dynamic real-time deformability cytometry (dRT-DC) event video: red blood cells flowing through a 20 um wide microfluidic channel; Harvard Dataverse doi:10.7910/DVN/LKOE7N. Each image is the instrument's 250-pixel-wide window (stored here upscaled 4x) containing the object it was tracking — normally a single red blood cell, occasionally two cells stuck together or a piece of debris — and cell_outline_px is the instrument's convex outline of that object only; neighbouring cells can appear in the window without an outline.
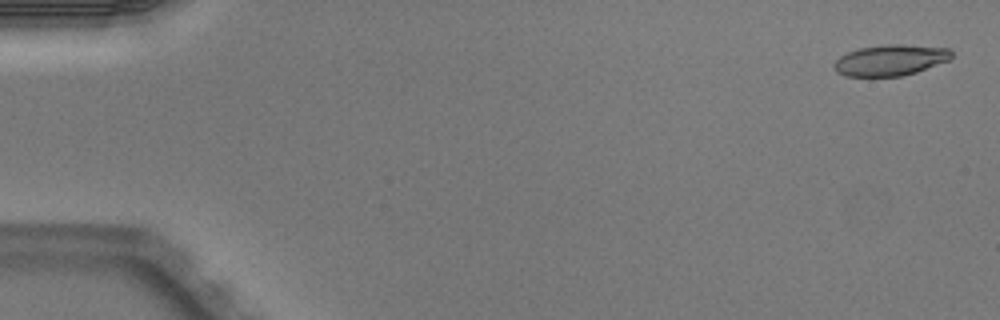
{"species": "Egyptian fruit bat (a non-hibernating species)", "species_latin": "Rousettus aegyptiacus", "temperature_condition": "warm", "stored_images_in_passage": 4, "camera_frame_rate_fps": 3000, "um_per_image_px": 0.085, "animal": {"sex": "male"}, "frame": {"image": 1, "passage_image": 1, "time_ms": 0.0, "image_size_px": [1000, 320], "cell_outline_px": [[952, 56], [948, 60], [916, 72], [900, 76], [844, 76], [836, 72], [836, 60], [840, 56], [848, 52], [860, 48], [884, 44], [904, 44], [952, 48]], "centroid_in_image_um": [75.71, 5.1], "position_along_channel_um": 9.3, "area_um2": 21.1}}